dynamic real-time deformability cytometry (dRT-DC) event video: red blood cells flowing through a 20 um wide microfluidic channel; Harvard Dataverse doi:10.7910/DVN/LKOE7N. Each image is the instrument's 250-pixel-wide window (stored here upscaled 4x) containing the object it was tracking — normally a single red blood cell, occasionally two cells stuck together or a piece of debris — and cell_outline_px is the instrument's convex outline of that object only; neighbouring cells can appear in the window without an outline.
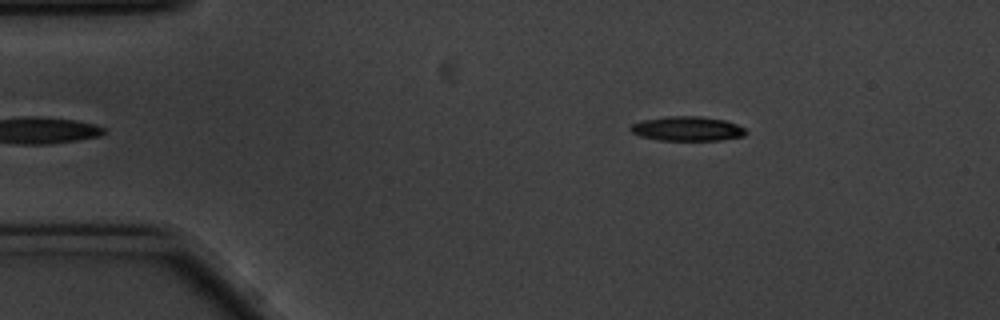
{"species": "common noctule bat (a hibernating species)", "species_latin": "Nyctalus noctula", "temperature_condition": "cold", "stored_images_in_passage": 49, "camera_frame_rate_fps": 3000, "um_per_image_px": 0.085, "animal": {"sex": "male", "body_mass_g": 20.1, "forearm_length_mm": 53.5}, "frame": {"image": 1, "passage_image": 1, "time_ms": 0.0, "image_size_px": [1000, 320], "cell_outline_px": [[748, 132], [744, 136], [720, 140], [660, 140], [640, 136], [632, 132], [628, 128], [632, 124], [640, 120], [668, 116], [700, 116], [724, 120], [736, 124], [744, 128]], "centroid_in_image_um": [58.4, 10.93], "position_along_channel_um": 26.6, "area_um2": 16.47}}
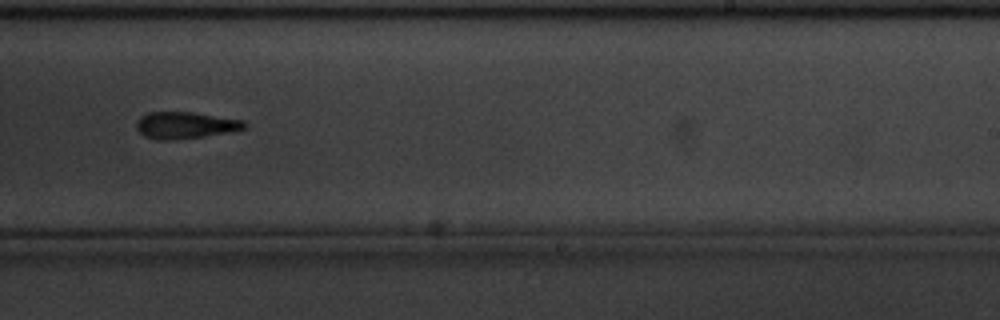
{"frame": {"image": 2, "passage_image": 27, "time_ms": 8.667, "image_size_px": [1000, 320], "cell_outline_px": [[248, 128], [228, 132], [204, 136], [168, 140], [160, 140], [144, 136], [136, 128], [136, 120], [140, 116], [148, 112], [192, 112], [244, 120], [248, 124]], "centroid_in_image_um": [15.75, 10.63], "position_along_channel_um": 273.2, "area_um2": 16.88}}
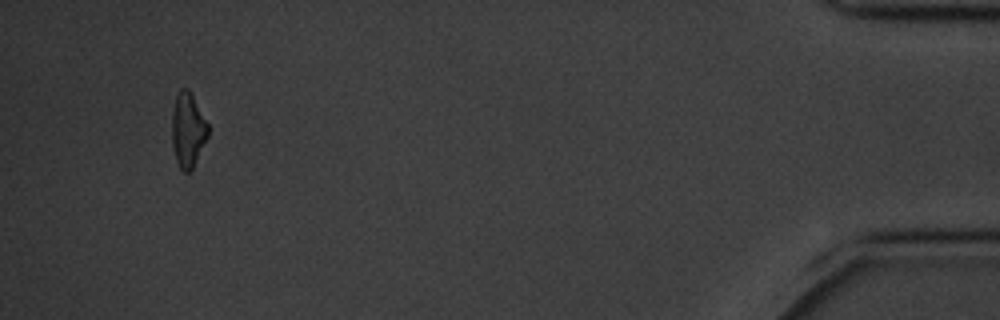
{"frame": {"image": 3, "passage_image": 46, "time_ms": 15.0, "image_size_px": [1000, 320], "cell_outline_px": [[208, 136], [192, 168], [188, 172], [184, 172], [180, 168], [176, 160], [172, 144], [172, 112], [176, 96], [180, 88], [188, 88], [208, 124]], "centroid_in_image_um": [15.95, 11.04], "position_along_channel_um": 419.2, "area_um2": 15.43}, "authors_computed_cell_mechanics": {"area_um2": 16.473, "velocity_mm_per_s": 3.4925, "shape_relaxation_time_tau1_ms": 4.573, "shape_relaxation_time_tau2_ms": 5.0558, "deformation_change_tau1": 0.1597, "deformation_change_tau2": 0.1734}}